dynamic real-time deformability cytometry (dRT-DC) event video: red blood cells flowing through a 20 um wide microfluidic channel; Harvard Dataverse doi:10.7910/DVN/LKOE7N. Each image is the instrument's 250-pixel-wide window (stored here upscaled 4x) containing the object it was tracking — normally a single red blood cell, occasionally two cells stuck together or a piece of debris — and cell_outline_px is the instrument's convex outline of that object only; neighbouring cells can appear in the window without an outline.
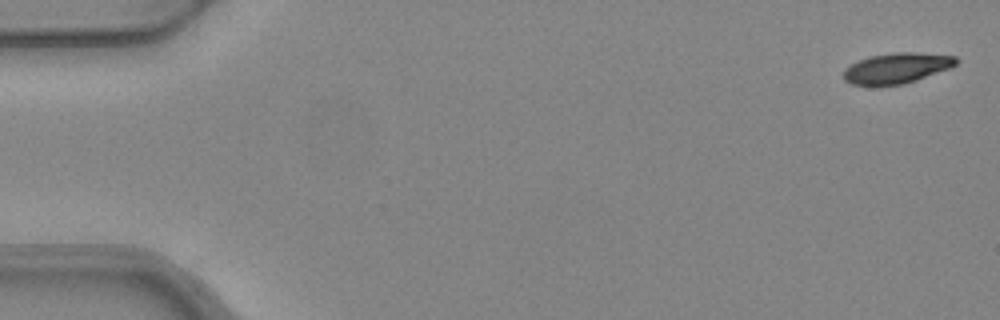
{"species": "common noctule bat (a hibernating species)", "species_latin": "Nyctalus noctula", "temperature_condition": "warm", "stored_images_in_passage": 5, "camera_frame_rate_fps": 3000, "um_per_image_px": 0.085, "animal": {"sex": "female", "body_mass_g": 24.6, "forearm_length_mm": 56.2}, "frame": {"image": 1, "passage_image": 1, "time_ms": 0.0, "image_size_px": [1000, 320], "cell_outline_px": [[960, 60], [956, 64], [948, 68], [916, 80], [904, 84], [880, 88], [852, 84], [844, 80], [844, 68], [868, 56], [896, 52], [916, 52], [956, 56]], "centroid_in_image_um": [76.18, 5.82], "position_along_channel_um": 8.8, "area_um2": 20.4}}